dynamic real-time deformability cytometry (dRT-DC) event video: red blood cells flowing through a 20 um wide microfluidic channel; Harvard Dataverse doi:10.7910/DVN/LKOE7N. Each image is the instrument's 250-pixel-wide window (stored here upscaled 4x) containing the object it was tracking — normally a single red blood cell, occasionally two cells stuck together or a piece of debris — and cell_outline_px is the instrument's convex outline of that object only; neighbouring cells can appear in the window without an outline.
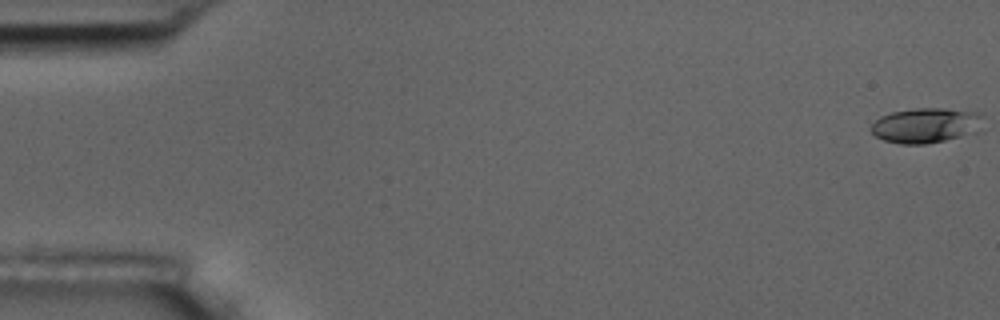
{"species": "common noctule bat (a hibernating species)", "species_latin": "Nyctalus noctula", "temperature_condition": "room temperature", "stored_images_in_passage": 8, "camera_frame_rate_fps": 3000, "um_per_image_px": 0.085, "animal": {"sex": "male", "body_mass_g": 17.5, "forearm_length_mm": 52.3}, "frame": {"image": 1, "passage_image": 1, "time_ms": 0.0, "image_size_px": [1000, 320], "cell_outline_px": [[984, 116], [976, 132], [944, 140], [924, 144], [900, 144], [884, 140], [876, 136], [868, 128], [880, 116], [892, 112], [916, 108], [944, 108], [980, 112]], "centroid_in_image_um": [78.68, 10.64], "position_along_channel_um": 6.3, "area_um2": 22.83}}
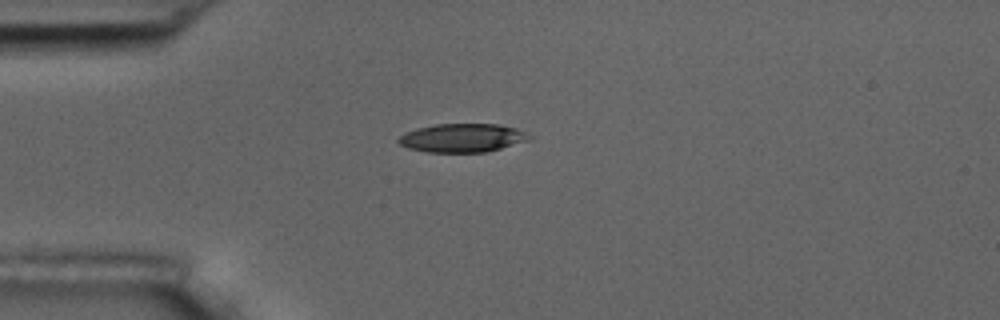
{"frame": {"image": 2, "passage_image": 5, "time_ms": 4.667, "image_size_px": [1000, 320], "cell_outline_px": [[532, 136], [528, 140], [488, 152], [428, 152], [408, 148], [400, 144], [396, 140], [404, 132], [416, 128], [436, 124], [496, 124], [516, 128]], "centroid_in_image_um": [39.26, 11.72], "position_along_channel_um": 45.7, "area_um2": 21.73}}
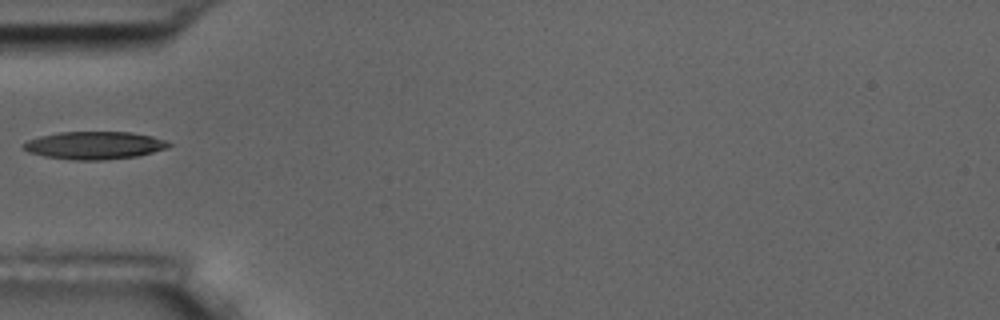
{"frame": {"image": 3, "passage_image": 6, "time_ms": 6.0, "image_size_px": [1000, 320], "cell_outline_px": [[172, 144], [168, 148], [136, 156], [104, 160], [72, 160], [44, 156], [28, 152], [20, 144], [28, 140], [40, 136], [60, 132], [132, 132], [152, 136], [164, 140]], "centroid_in_image_um": [8.01, 12.35], "position_along_channel_um": 77.0, "area_um2": 23.47}}